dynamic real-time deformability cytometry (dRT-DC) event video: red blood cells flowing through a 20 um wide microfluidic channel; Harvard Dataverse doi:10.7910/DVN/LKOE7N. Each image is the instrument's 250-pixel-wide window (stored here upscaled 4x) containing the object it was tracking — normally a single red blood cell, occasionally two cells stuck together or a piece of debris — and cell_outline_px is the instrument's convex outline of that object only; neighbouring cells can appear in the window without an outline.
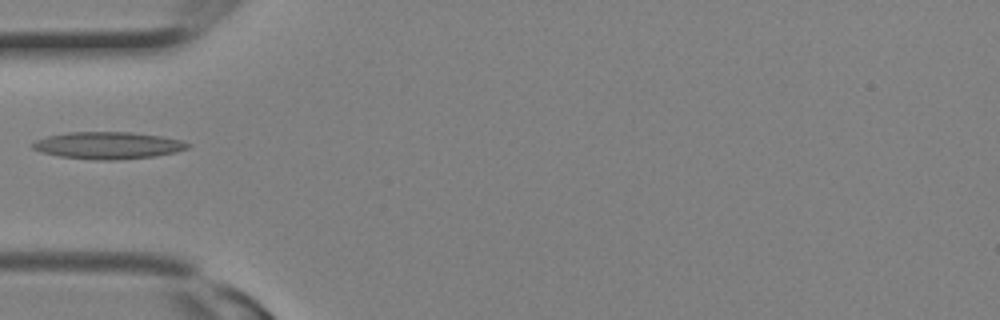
{"species": "Egyptian fruit bat (a non-hibernating species)", "species_latin": "Rousettus aegyptiacus", "temperature_condition": "room temperature", "stored_images_in_passage": 2, "camera_frame_rate_fps": 3000, "um_per_image_px": 0.085, "animal": {"sex": "female"}, "frame": {"image": 1, "passage_image": 2, "time_ms": 0.333, "image_size_px": [1000, 320], "cell_outline_px": [[192, 144], [188, 148], [176, 152], [156, 156], [116, 160], [92, 160], [60, 156], [40, 152], [32, 148], [32, 144], [36, 140], [48, 136], [68, 132], [132, 132], [160, 136], [180, 140]], "centroid_in_image_um": [9.19, 12.36], "position_along_channel_um": 75.8, "area_um2": 24.51}}